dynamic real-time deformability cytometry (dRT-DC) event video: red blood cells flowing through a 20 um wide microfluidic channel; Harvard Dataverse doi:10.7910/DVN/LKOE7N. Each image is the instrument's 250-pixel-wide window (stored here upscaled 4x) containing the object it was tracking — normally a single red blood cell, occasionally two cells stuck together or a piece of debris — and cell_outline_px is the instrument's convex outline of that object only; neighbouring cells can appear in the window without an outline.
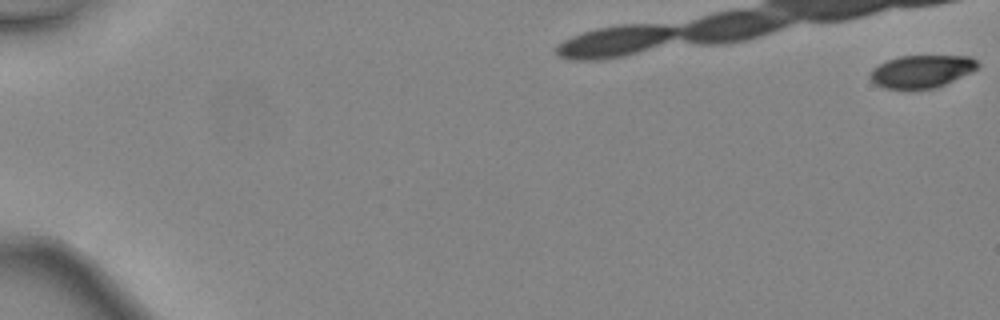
{"species": "common noctule bat (a hibernating species)", "species_latin": "Nyctalus noctula", "temperature_condition": "warm", "stored_images_in_passage": 22, "camera_frame_rate_fps": 3000, "um_per_image_px": 0.085, "animal": {"sex": "female", "body_mass_g": 24.6, "forearm_length_mm": 56.2}, "frame": {"image": 1, "passage_image": 1, "time_ms": 0.0, "image_size_px": [1000, 320], "cell_outline_px": [[980, 68], [972, 72], [936, 88], [912, 92], [884, 88], [876, 84], [868, 76], [872, 68], [888, 60], [900, 56], [972, 56], [980, 64]], "centroid_in_image_um": [78.34, 6.11], "position_along_channel_um": 6.7, "area_um2": 21.15}}
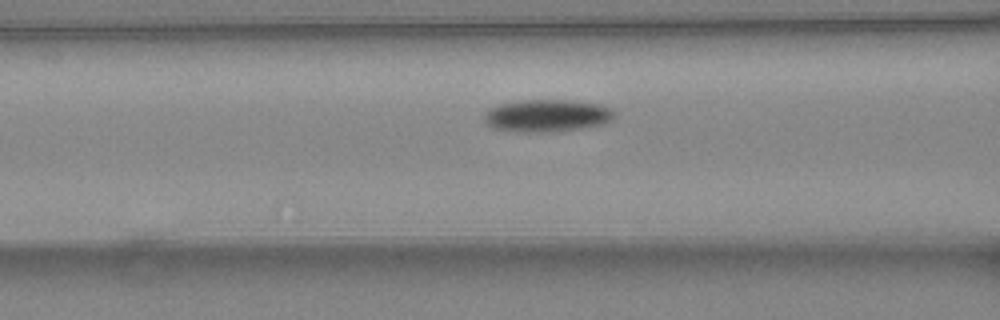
{"frame": {"image": 2, "passage_image": 12, "time_ms": 3.667, "image_size_px": [1000, 320], "cell_outline_px": [[616, 116], [608, 124], [552, 132], [516, 132], [492, 128], [484, 124], [484, 112], [488, 108], [500, 104], [524, 100], [572, 100], [600, 104], [612, 108], [616, 112]], "centroid_in_image_um": [46.51, 9.84], "position_along_channel_um": 120.1, "area_um2": 25.14}}
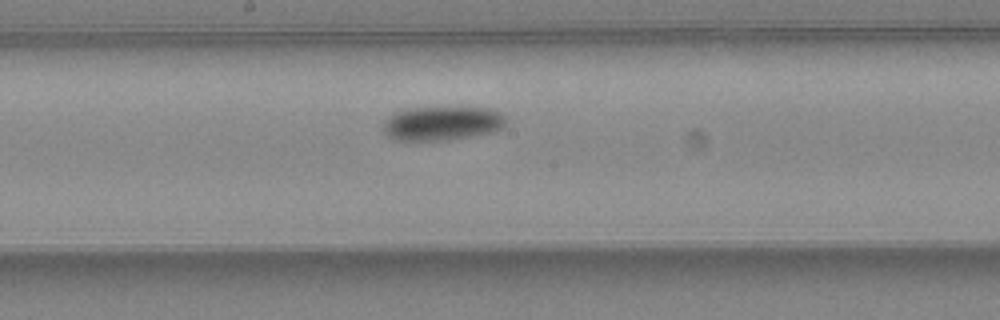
{"frame": {"image": 3, "passage_image": 18, "time_ms": 5.667, "image_size_px": [1000, 320], "cell_outline_px": [[508, 120], [496, 132], [448, 140], [396, 140], [388, 136], [384, 132], [384, 120], [392, 112], [404, 108], [488, 108], [500, 112]], "centroid_in_image_um": [37.57, 10.48], "position_along_channel_um": 210.6, "area_um2": 24.51}}